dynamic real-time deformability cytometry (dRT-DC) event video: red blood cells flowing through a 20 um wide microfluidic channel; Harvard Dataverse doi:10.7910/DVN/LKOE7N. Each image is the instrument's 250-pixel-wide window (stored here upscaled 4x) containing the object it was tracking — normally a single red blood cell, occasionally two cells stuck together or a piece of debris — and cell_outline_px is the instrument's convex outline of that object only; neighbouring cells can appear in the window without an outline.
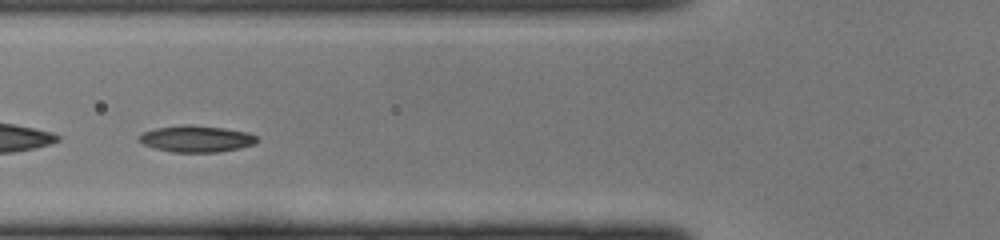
{"species": "common noctule bat (a hibernating species)", "species_latin": "Nyctalus noctula", "temperature_condition": "cold", "stored_images_in_passage": 39, "camera_frame_rate_fps": 3000, "um_per_image_px": 0.085, "animal": {"sex": "female", "body_mass_g": 22.0, "forearm_length_mm": 56.7}, "frame": {"image": 1, "passage_image": 11, "time_ms": 3.333, "image_size_px": [1000, 240], "cell_outline_px": [[256, 144], [240, 148], [220, 152], [172, 152], [156, 148], [144, 144], [136, 140], [136, 136], [144, 132], [156, 128], [184, 124], [192, 124], [224, 128], [248, 132], [256, 136]], "centroid_in_image_um": [16.67, 11.79], "position_along_channel_um": 109.1, "area_um2": 18.38}}
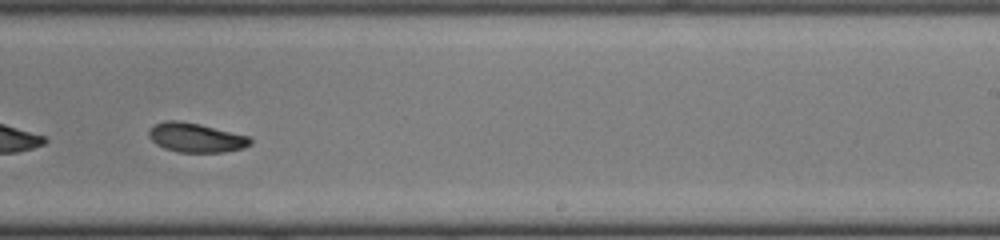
{"frame": {"image": 2, "passage_image": 22, "time_ms": 7.0, "image_size_px": [1000, 240], "cell_outline_px": [[252, 144], [244, 148], [224, 152], [176, 152], [164, 148], [156, 144], [148, 136], [148, 132], [156, 124], [164, 120], [180, 120], [200, 124], [248, 136], [252, 140]], "centroid_in_image_um": [16.65, 11.7], "position_along_channel_um": 272.3, "area_um2": 17.34}}
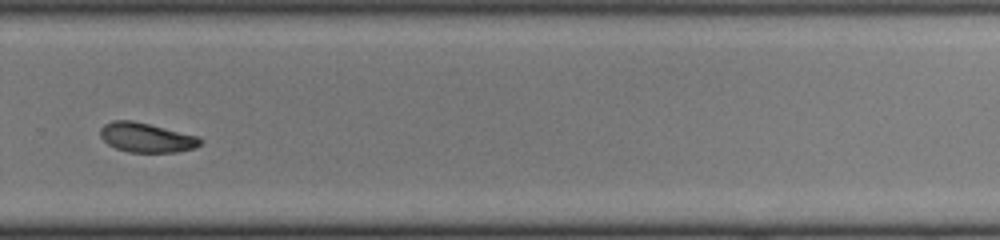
{"frame": {"image": 3, "passage_image": 25, "time_ms": 8.0, "image_size_px": [1000, 240], "cell_outline_px": [[200, 144], [196, 148], [176, 152], [128, 152], [116, 148], [108, 144], [100, 136], [100, 128], [104, 124], [112, 120], [132, 120], [196, 136], [200, 140]], "centroid_in_image_um": [12.39, 11.69], "position_along_channel_um": 317.4, "area_um2": 16.94}}